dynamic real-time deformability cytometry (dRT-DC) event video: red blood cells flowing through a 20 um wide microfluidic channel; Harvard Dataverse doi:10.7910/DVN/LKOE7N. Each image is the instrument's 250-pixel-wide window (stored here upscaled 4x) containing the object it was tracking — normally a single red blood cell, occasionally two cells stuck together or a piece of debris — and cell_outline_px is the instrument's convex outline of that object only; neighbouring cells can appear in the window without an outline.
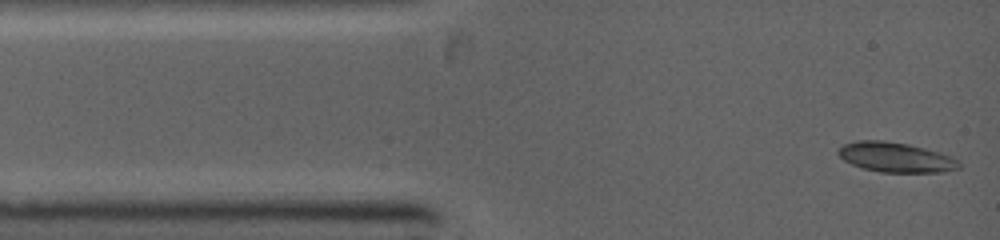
{"species": "common noctule bat (a hibernating species)", "species_latin": "Nyctalus noctula", "temperature_condition": "warm", "stored_images_in_passage": 43, "camera_frame_rate_fps": 5000, "um_per_image_px": 0.085, "animal": {"sex": "female", "body_mass_g": 19.0, "forearm_length_mm": 53.3}, "frame": {"image": 1, "passage_image": 1, "time_ms": 0.0, "image_size_px": [1000, 240], "cell_outline_px": [[960, 168], [944, 172], [880, 172], [864, 168], [852, 164], [844, 160], [836, 152], [844, 144], [856, 140], [884, 140], [908, 144], [924, 148], [960, 160]], "centroid_in_image_um": [76.13, 13.37], "position_along_channel_um": 8.9, "area_um2": 20.87}}
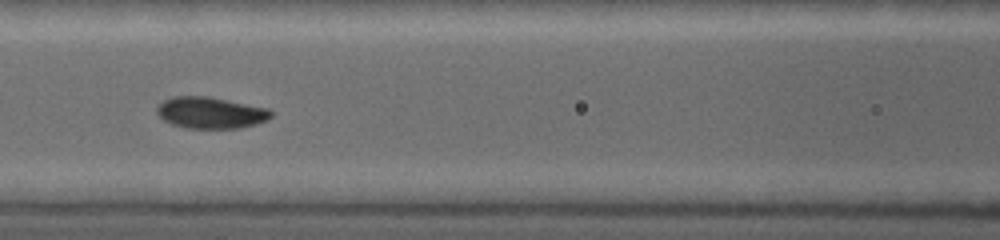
{"frame": {"image": 2, "passage_image": 19, "time_ms": 4.2, "image_size_px": [1000, 240], "cell_outline_px": [[272, 116], [256, 124], [240, 128], [188, 128], [172, 124], [164, 120], [156, 112], [156, 108], [164, 100], [172, 96], [208, 96], [268, 108], [272, 112]], "centroid_in_image_um": [17.89, 9.57], "position_along_channel_um": 148.7, "area_um2": 20.81}}
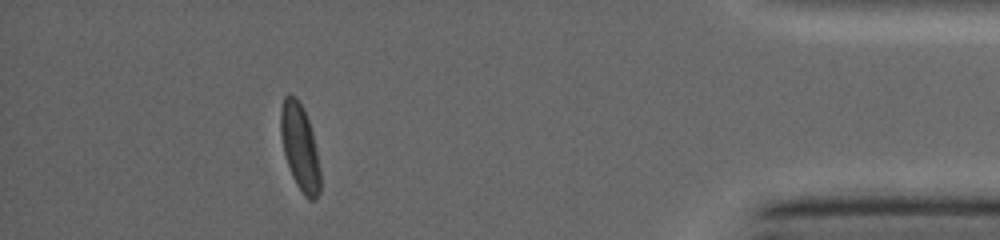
{"frame": {"image": 3, "passage_image": 37, "time_ms": 11.0, "image_size_px": [1000, 240], "cell_outline_px": [[320, 192], [316, 200], [308, 200], [304, 196], [296, 184], [292, 176], [284, 152], [280, 132], [280, 108], [284, 96], [288, 92], [296, 96], [308, 120], [312, 132], [320, 172]], "centroid_in_image_um": [25.47, 12.51], "position_along_channel_um": 409.7, "area_um2": 19.83}}